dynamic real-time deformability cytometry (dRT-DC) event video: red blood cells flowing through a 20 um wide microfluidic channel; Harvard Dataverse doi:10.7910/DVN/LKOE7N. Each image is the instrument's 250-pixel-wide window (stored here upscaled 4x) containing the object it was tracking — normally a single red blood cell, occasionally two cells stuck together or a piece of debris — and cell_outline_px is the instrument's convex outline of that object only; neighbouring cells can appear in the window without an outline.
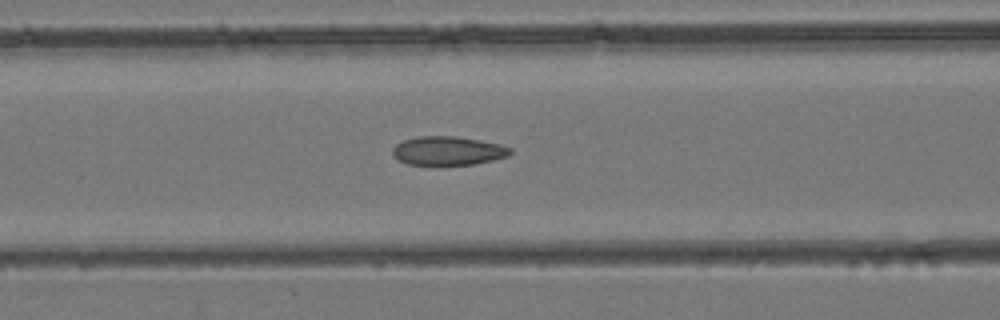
{"species": "common noctule bat (a hibernating species)", "species_latin": "Nyctalus noctula", "temperature_condition": "room temperature", "stored_images_in_passage": 50, "camera_frame_rate_fps": 3000, "um_per_image_px": 0.085, "animal": {"sex": "female", "body_mass_g": 24.6, "forearm_length_mm": 56.2}, "frame": {"image": 1, "passage_image": 21, "time_ms": 6.667, "image_size_px": [1000, 320], "cell_outline_px": [[512, 152], [508, 156], [492, 160], [472, 164], [408, 164], [400, 160], [392, 152], [392, 148], [396, 144], [404, 140], [416, 136], [456, 136], [480, 140], [500, 144], [512, 148]], "centroid_in_image_um": [38.1, 12.8], "position_along_channel_um": 128.5, "area_um2": 19.54}}
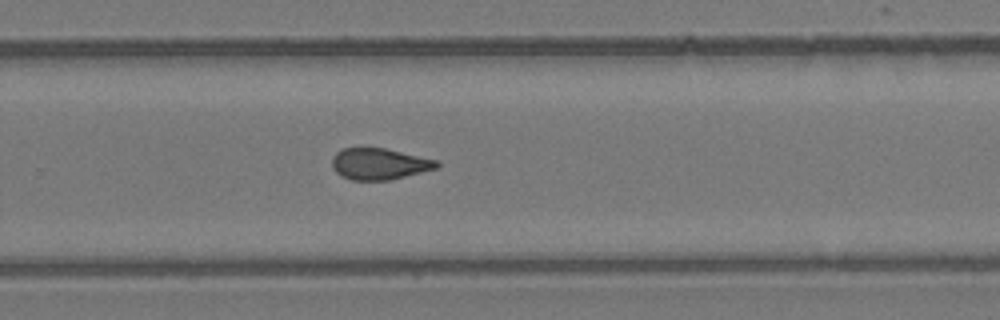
{"frame": {"image": 2, "passage_image": 33, "time_ms": 10.667, "image_size_px": [1000, 320], "cell_outline_px": [[440, 164], [436, 168], [392, 180], [352, 180], [340, 176], [332, 168], [332, 156], [340, 148], [384, 148], [440, 160]], "centroid_in_image_um": [32.23, 13.93], "position_along_channel_um": 297.6, "area_um2": 19.36}}
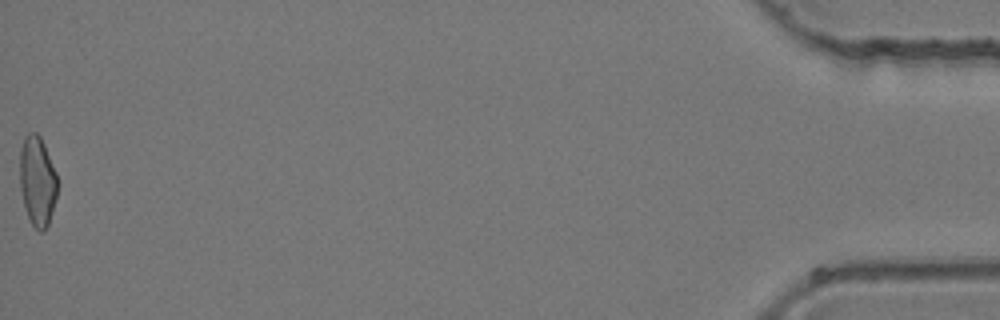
{"frame": {"image": 3, "passage_image": 50, "time_ms": 16.333, "image_size_px": [1000, 320], "cell_outline_px": [[56, 196], [52, 212], [48, 224], [44, 232], [40, 232], [32, 224], [28, 216], [24, 204], [20, 188], [20, 148], [24, 136], [28, 132], [36, 132], [40, 136], [44, 144], [56, 172]], "centroid_in_image_um": [3.16, 15.36], "position_along_channel_um": 432.0, "area_um2": 19.54}}